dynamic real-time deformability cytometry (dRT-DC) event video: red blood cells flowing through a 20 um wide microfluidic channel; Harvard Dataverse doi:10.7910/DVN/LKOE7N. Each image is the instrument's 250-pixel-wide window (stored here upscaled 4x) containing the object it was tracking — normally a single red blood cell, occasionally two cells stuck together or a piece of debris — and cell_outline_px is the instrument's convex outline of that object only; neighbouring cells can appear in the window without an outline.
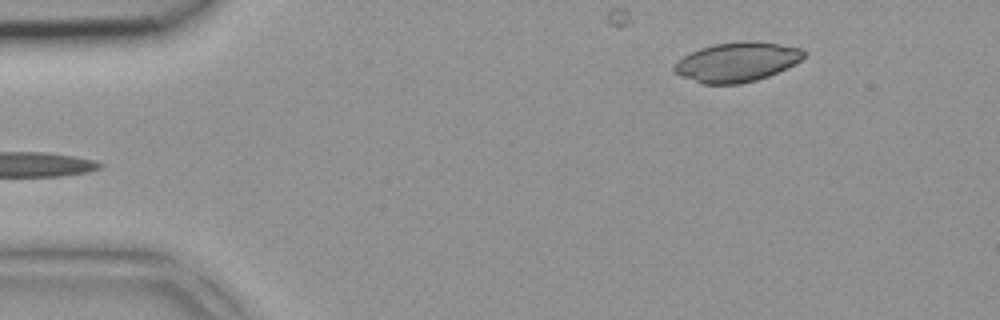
{"species": "common noctule bat (a hibernating species)", "species_latin": "Nyctalus noctula", "temperature_condition": "room temperature", "stored_images_in_passage": 5, "camera_frame_rate_fps": 3000, "um_per_image_px": 0.085, "animal": {"sex": "female", "body_mass_g": 18.4}, "frame": {"image": 1, "passage_image": 5, "time_ms": 1.333, "image_size_px": [1000, 320], "cell_outline_px": [[808, 52], [800, 60], [788, 68], [768, 76], [756, 80], [740, 84], [704, 84], [680, 76], [672, 72], [672, 68], [684, 56], [700, 48], [712, 44], [748, 40], [776, 44], [800, 48]], "centroid_in_image_um": [62.63, 5.28], "position_along_channel_um": 22.4, "area_um2": 29.77}}